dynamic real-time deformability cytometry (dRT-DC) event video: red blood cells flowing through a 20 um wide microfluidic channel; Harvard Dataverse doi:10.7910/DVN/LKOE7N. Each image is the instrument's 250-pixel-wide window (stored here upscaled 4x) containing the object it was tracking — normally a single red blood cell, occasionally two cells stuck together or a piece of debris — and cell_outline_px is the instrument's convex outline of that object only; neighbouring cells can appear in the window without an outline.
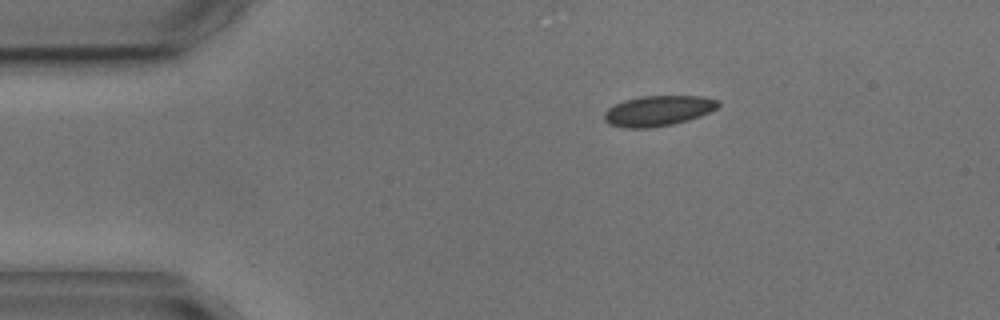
{"species": "common noctule bat (a hibernating species)", "species_latin": "Nyctalus noctula", "temperature_condition": "cold", "stored_images_in_passage": 3, "segment_of_instrument_passage": [1, 2], "camera_frame_rate_fps": 3000, "um_per_image_px": 0.085, "animal": {"sex": "male", "body_mass_g": 17.9, "forearm_length_mm": 54.2}, "frame": {"image": 1, "passage_image": 1, "time_ms": 0.0, "image_size_px": [1000, 320], "cell_outline_px": [[720, 104], [716, 108], [700, 116], [688, 120], [672, 124], [648, 128], [624, 128], [608, 124], [604, 120], [604, 112], [608, 108], [624, 100], [640, 96], [700, 96], [720, 100]], "centroid_in_image_um": [55.92, 9.42], "position_along_channel_um": 29.1, "area_um2": 20.17}}